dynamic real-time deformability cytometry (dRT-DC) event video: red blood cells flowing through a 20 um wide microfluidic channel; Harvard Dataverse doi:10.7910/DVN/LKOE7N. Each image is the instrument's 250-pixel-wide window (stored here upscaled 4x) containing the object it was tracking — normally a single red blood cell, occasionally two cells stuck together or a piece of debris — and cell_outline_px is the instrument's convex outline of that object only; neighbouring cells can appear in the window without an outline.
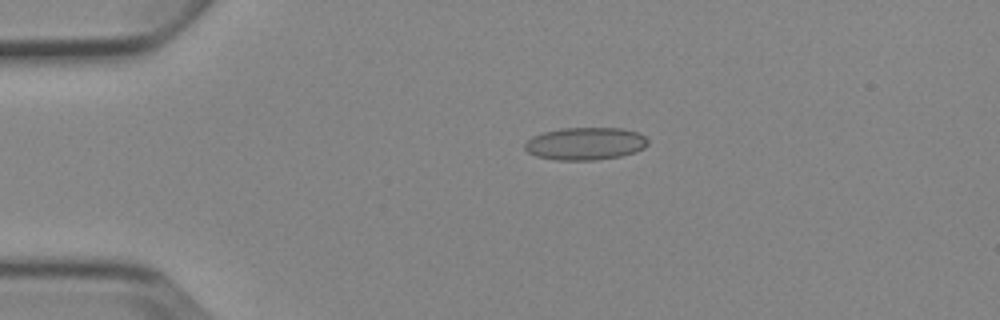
{"species": "Egyptian fruit bat (a non-hibernating species)", "species_latin": "Rousettus aegyptiacus", "temperature_condition": "cold", "stored_images_in_passage": 5, "camera_frame_rate_fps": 3000, "um_per_image_px": 0.085, "animal": {"sex": "female"}, "frame": {"image": 1, "passage_image": 4, "time_ms": 3.667, "image_size_px": [1000, 320], "cell_outline_px": [[648, 144], [644, 148], [636, 152], [620, 156], [596, 160], [556, 160], [536, 156], [528, 152], [524, 148], [524, 144], [532, 136], [544, 132], [560, 128], [620, 128], [640, 132], [648, 140]], "centroid_in_image_um": [49.77, 12.21], "position_along_channel_um": 35.2, "area_um2": 23.52}}